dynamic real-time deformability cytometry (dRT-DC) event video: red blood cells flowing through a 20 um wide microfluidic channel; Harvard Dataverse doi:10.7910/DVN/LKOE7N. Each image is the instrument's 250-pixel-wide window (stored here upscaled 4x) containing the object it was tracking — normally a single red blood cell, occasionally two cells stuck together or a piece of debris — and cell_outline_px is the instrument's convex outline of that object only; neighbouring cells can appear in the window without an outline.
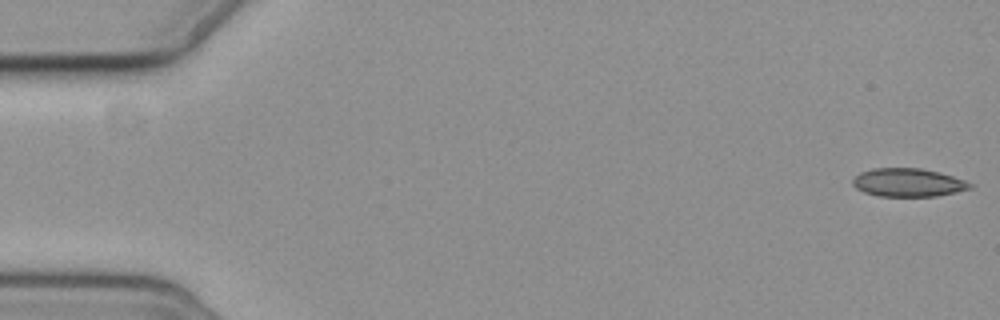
{"species": "common noctule bat (a hibernating species)", "species_latin": "Nyctalus noctula", "temperature_condition": "cold", "stored_images_in_passage": 5, "camera_frame_rate_fps": 3000, "um_per_image_px": 0.085, "animal": {"sex": "female", "body_mass_g": 19.3, "forearm_length_mm": 54.1}, "frame": {"image": 1, "passage_image": 1, "time_ms": 0.0, "image_size_px": [1000, 320], "cell_outline_px": [[976, 184], [972, 188], [956, 192], [936, 196], [880, 196], [864, 192], [856, 188], [852, 184], [852, 180], [860, 172], [872, 168], [920, 168], [940, 172]], "centroid_in_image_um": [77.21, 15.51], "position_along_channel_um": 7.8, "area_um2": 19.42}}
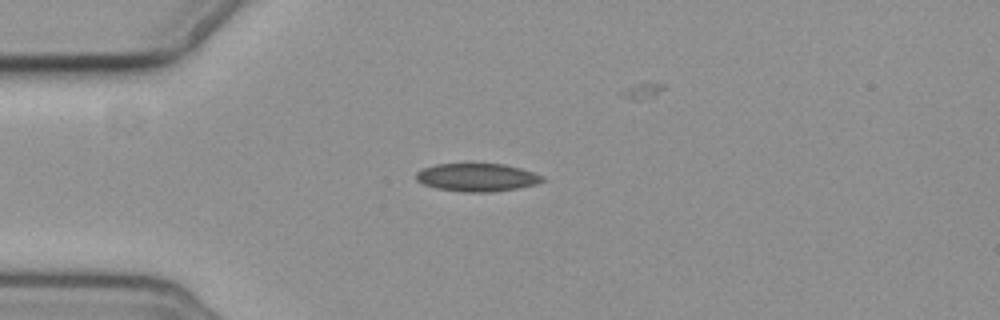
{"frame": {"image": 2, "passage_image": 5, "time_ms": 4.667, "image_size_px": [1000, 320], "cell_outline_px": [[544, 180], [536, 184], [516, 188], [492, 192], [464, 192], [436, 188], [424, 184], [416, 180], [416, 172], [424, 168], [436, 164], [468, 160], [504, 164], [520, 168], [544, 176]], "centroid_in_image_um": [40.51, 15.02], "position_along_channel_um": 44.5, "area_um2": 21.44}}